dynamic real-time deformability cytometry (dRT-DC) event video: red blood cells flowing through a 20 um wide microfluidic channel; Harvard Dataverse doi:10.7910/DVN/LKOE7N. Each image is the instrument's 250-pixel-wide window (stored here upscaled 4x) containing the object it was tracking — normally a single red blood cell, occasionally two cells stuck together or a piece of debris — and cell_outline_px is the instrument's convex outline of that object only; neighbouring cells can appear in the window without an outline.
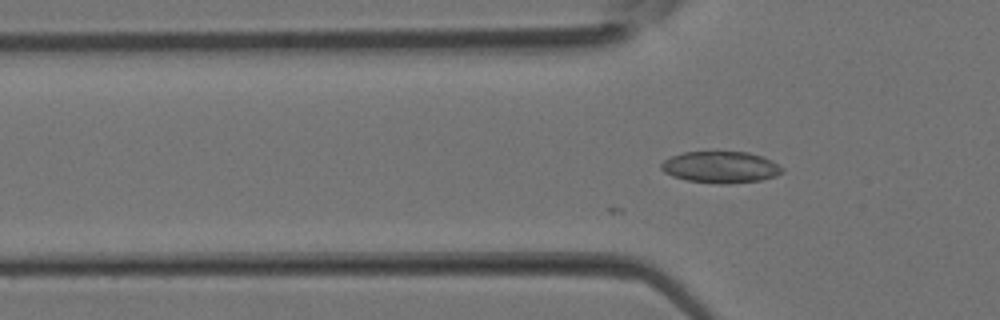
{"species": "Egyptian fruit bat (a non-hibernating species)", "species_latin": "Rousettus aegyptiacus", "temperature_condition": "room temperature", "stored_images_in_passage": 14, "segment_of_instrument_passage": [1, 2], "camera_frame_rate_fps": 3000, "um_per_image_px": 0.085, "animal": {"sex": "female"}, "frame": {"image": 1, "passage_image": 2, "time_ms": 0.333, "image_size_px": [1000, 320], "cell_outline_px": [[784, 172], [776, 176], [760, 180], [728, 184], [724, 184], [688, 180], [672, 176], [664, 172], [660, 168], [660, 164], [664, 160], [672, 156], [684, 152], [748, 152], [764, 156], [772, 160], [784, 168]], "centroid_in_image_um": [61.29, 14.2], "position_along_channel_um": 64.5, "area_um2": 22.31}}
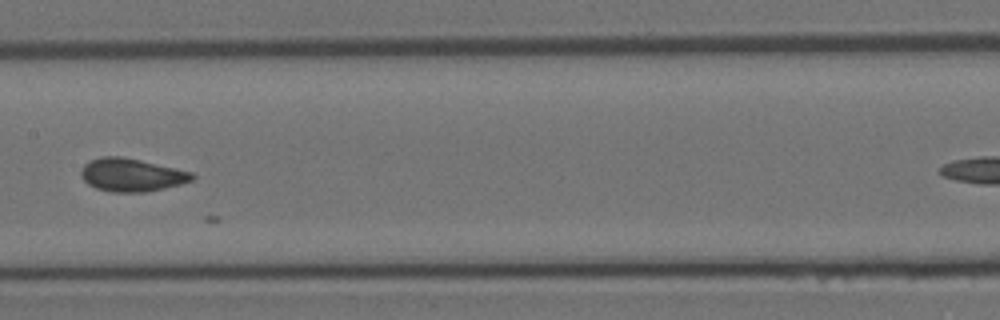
{"frame": {"image": 2, "passage_image": 9, "time_ms": 2.667, "image_size_px": [1000, 320], "cell_outline_px": [[196, 176], [192, 180], [180, 184], [164, 188], [144, 192], [112, 192], [96, 188], [88, 184], [80, 176], [80, 172], [84, 164], [88, 160], [100, 156], [124, 156], [192, 172]], "centroid_in_image_um": [11.15, 14.85], "position_along_channel_um": 196.3, "area_um2": 21.5}}
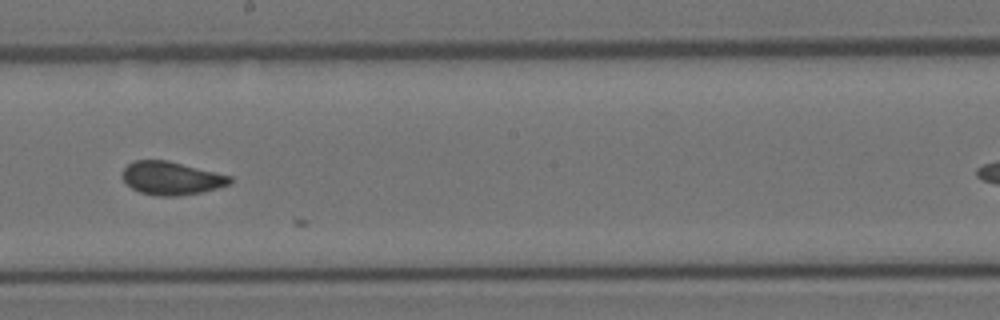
{"frame": {"image": 3, "passage_image": 11, "time_ms": 3.333, "image_size_px": [1000, 320], "cell_outline_px": [[232, 184], [200, 192], [176, 196], [156, 196], [140, 192], [132, 188], [124, 180], [124, 168], [132, 160], [168, 160], [232, 176]], "centroid_in_image_um": [14.59, 15.14], "position_along_channel_um": 233.6, "area_um2": 20.69}}